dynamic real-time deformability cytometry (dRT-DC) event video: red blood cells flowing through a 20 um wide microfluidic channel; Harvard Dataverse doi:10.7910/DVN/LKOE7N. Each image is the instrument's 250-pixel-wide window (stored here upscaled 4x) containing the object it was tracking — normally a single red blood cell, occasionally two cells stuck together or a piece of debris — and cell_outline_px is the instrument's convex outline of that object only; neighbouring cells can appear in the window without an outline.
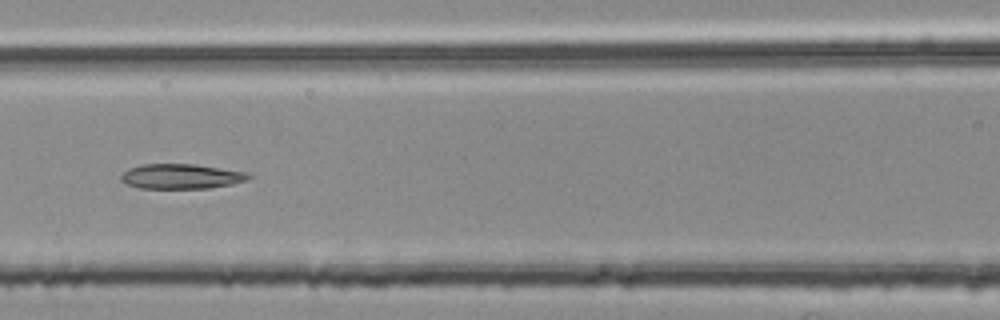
{"species": "common noctule bat (a hibernating species)", "species_latin": "Nyctalus noctula", "temperature_condition": "room temperature", "stored_images_in_passage": 53, "segment_of_instrument_passage": [2, 2], "camera_frame_rate_fps": 3000, "um_per_image_px": 0.085, "animal": {"sex": "female", "body_mass_g": 25.1}, "frame": {"image": 1, "passage_image": 24, "time_ms": 7.667, "image_size_px": [1000, 320], "cell_outline_px": [[252, 176], [248, 180], [232, 184], [208, 188], [140, 188], [128, 184], [120, 180], [120, 176], [128, 168], [140, 164], [192, 164], [248, 172]], "centroid_in_image_um": [15.4, 14.99], "position_along_channel_um": 151.2, "area_um2": 18.5}}
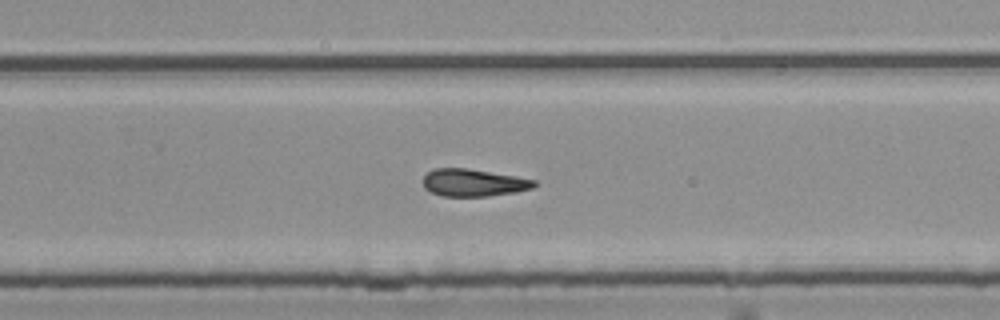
{"frame": {"image": 2, "passage_image": 35, "time_ms": 11.333, "image_size_px": [1000, 320], "cell_outline_px": [[536, 184], [532, 188], [516, 192], [488, 196], [440, 196], [424, 188], [424, 176], [432, 168], [464, 168], [516, 176], [536, 180]], "centroid_in_image_um": [40.23, 15.53], "position_along_channel_um": 289.6, "area_um2": 17.63}}
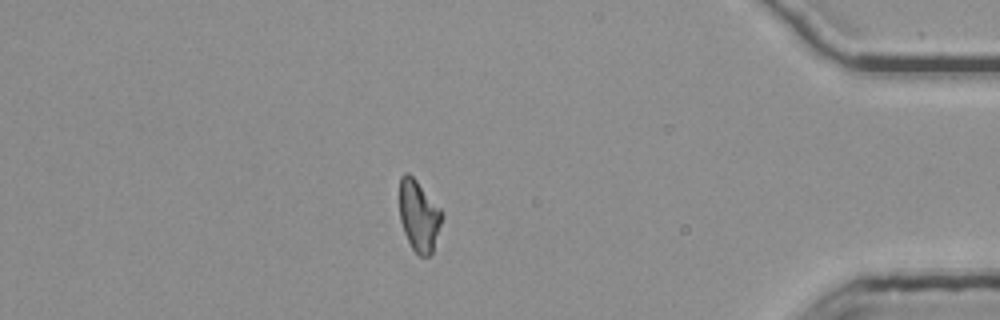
{"frame": {"image": 3, "passage_image": 47, "time_ms": 15.333, "image_size_px": [1000, 320], "cell_outline_px": [[444, 216], [432, 252], [428, 256], [420, 256], [412, 248], [404, 232], [400, 220], [400, 176], [404, 172], [408, 172], [416, 180], [444, 212]], "centroid_in_image_um": [35.62, 18.33], "position_along_channel_um": 399.6, "area_um2": 17.57}}